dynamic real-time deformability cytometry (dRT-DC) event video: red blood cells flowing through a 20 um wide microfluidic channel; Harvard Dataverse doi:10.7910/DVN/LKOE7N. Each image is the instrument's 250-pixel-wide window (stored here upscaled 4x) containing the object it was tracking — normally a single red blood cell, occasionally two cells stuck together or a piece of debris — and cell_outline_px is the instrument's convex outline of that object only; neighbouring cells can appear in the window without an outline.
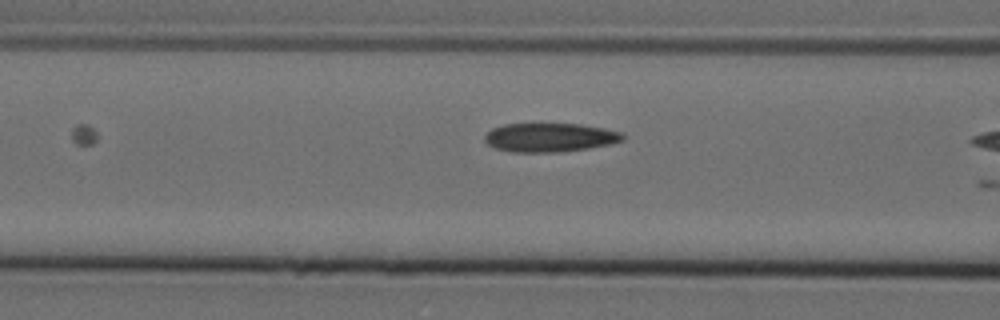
{"species": "Egyptian fruit bat (a non-hibernating species)", "species_latin": "Rousettus aegyptiacus", "temperature_condition": "cold", "stored_images_in_passage": 4, "camera_frame_rate_fps": 3000, "um_per_image_px": 0.085, "animal": {"sex": "female"}, "frame": {"image": 1, "passage_image": 3, "time_ms": 0.667, "image_size_px": [1000, 320], "cell_outline_px": [[624, 140], [612, 144], [588, 148], [560, 152], [508, 152], [496, 148], [488, 144], [484, 140], [484, 136], [492, 128], [504, 124], [580, 124], [604, 128], [624, 132]], "centroid_in_image_um": [46.76, 11.69], "position_along_channel_um": 119.8, "area_um2": 23.35}}